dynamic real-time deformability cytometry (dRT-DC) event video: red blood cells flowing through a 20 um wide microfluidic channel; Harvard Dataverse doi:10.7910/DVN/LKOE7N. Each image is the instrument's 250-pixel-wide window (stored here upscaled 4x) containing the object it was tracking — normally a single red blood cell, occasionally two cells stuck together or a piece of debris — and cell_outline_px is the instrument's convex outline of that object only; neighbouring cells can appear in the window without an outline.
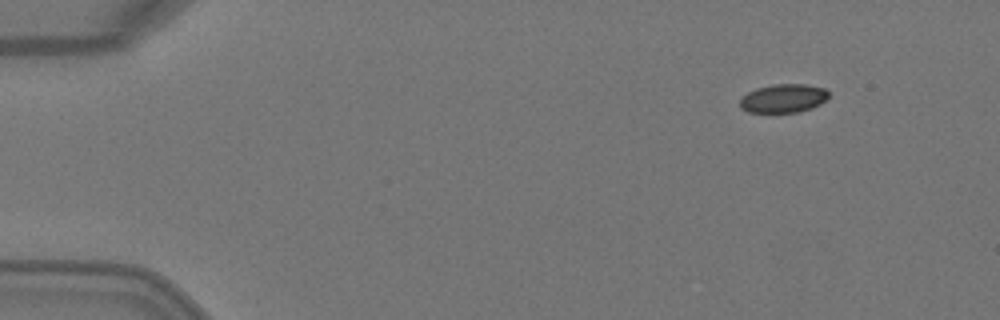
{"species": "Egyptian fruit bat (a non-hibernating species)", "species_latin": "Rousettus aegyptiacus", "temperature_condition": "warm", "stored_images_in_passage": 4, "camera_frame_rate_fps": 3000, "um_per_image_px": 0.085, "animal": {"sex": "female"}, "frame": {"image": 1, "passage_image": 1, "time_ms": 0.0, "image_size_px": [1000, 320], "cell_outline_px": [[828, 96], [820, 104], [812, 108], [796, 112], [748, 112], [740, 108], [740, 96], [756, 88], [772, 84], [804, 84], [824, 88], [828, 92]], "centroid_in_image_um": [66.54, 8.35], "position_along_channel_um": 18.5, "area_um2": 14.8}}
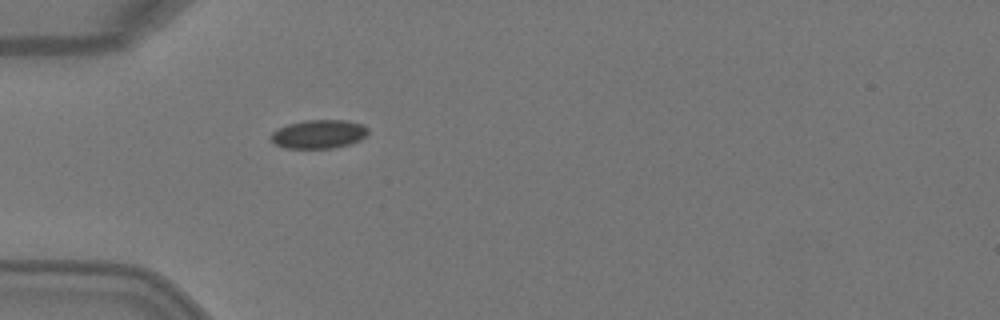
{"frame": {"image": 2, "passage_image": 4, "time_ms": 1.0, "image_size_px": [1000, 320], "cell_outline_px": [[368, 132], [360, 140], [348, 144], [332, 148], [284, 148], [276, 144], [272, 140], [272, 132], [288, 124], [304, 120], [348, 120], [364, 124], [368, 128]], "centroid_in_image_um": [27.13, 11.39], "position_along_channel_um": 57.9, "area_um2": 16.13}}